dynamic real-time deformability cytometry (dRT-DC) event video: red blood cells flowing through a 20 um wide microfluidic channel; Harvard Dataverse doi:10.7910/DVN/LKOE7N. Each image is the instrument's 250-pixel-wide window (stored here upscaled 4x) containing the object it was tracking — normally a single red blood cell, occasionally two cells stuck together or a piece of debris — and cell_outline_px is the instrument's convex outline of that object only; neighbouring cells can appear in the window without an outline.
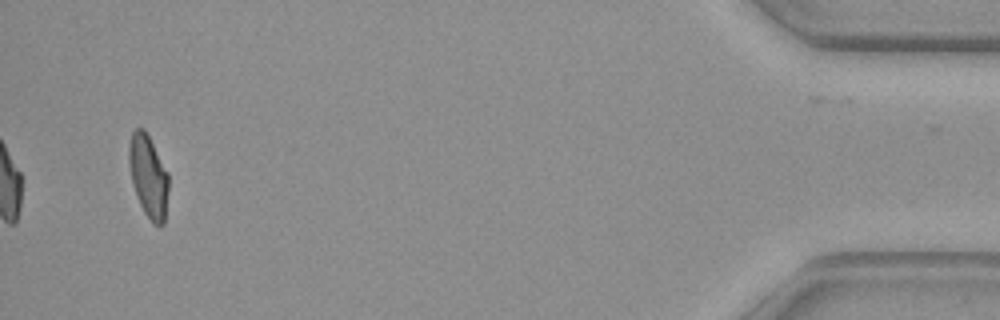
{"species": "common noctule bat (a hibernating species)", "species_latin": "Nyctalus noctula", "temperature_condition": "warm", "stored_images_in_passage": 37, "camera_frame_rate_fps": 3000, "um_per_image_px": 0.085, "animal": {"sex": "female", "body_mass_g": 29.2, "forearm_length_mm": 56.3}, "frame": {"image": 1, "passage_image": 37, "time_ms": 12.0, "image_size_px": [1000, 320], "cell_outline_px": [[168, 192], [164, 224], [152, 224], [144, 212], [136, 196], [132, 184], [128, 164], [128, 144], [132, 132], [136, 128], [144, 128], [168, 172]], "centroid_in_image_um": [12.59, 14.97], "position_along_channel_um": 422.6, "area_um2": 19.19}, "authors_computed_cell_mechanics": {"area_um2": 20.23, "velocity_mm_per_s": 4.0776, "shape_relaxation_time_tau1_ms": null, "shape_relaxation_time_tau2_ms": 1.1213, "deformation_change_tau1": null, "deformation_change_tau2": 0.0738}}